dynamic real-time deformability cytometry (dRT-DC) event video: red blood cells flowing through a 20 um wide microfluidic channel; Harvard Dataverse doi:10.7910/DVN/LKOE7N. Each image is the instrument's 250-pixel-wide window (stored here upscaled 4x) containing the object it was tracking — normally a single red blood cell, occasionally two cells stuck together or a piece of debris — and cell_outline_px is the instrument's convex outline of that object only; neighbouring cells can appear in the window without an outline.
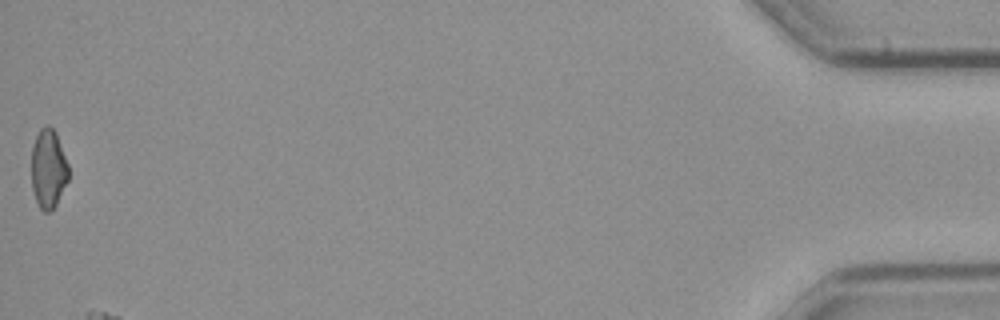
{"species": "common noctule bat (a hibernating species)", "species_latin": "Nyctalus noctula", "temperature_condition": "cold", "stored_images_in_passage": 56, "camera_frame_rate_fps": 3000, "um_per_image_px": 0.085, "animal": {"sex": "male", "body_mass_g": 23.1, "forearm_length_mm": 52.7}, "frame": {"image": 1, "passage_image": 56, "time_ms": 18.333, "image_size_px": [1000, 320], "cell_outline_px": [[68, 180], [56, 204], [48, 212], [44, 212], [40, 208], [36, 200], [32, 188], [32, 148], [36, 136], [40, 128], [48, 124], [56, 132], [68, 164]], "centroid_in_image_um": [4.11, 14.32], "position_along_channel_um": 431.1, "area_um2": 16.94}}